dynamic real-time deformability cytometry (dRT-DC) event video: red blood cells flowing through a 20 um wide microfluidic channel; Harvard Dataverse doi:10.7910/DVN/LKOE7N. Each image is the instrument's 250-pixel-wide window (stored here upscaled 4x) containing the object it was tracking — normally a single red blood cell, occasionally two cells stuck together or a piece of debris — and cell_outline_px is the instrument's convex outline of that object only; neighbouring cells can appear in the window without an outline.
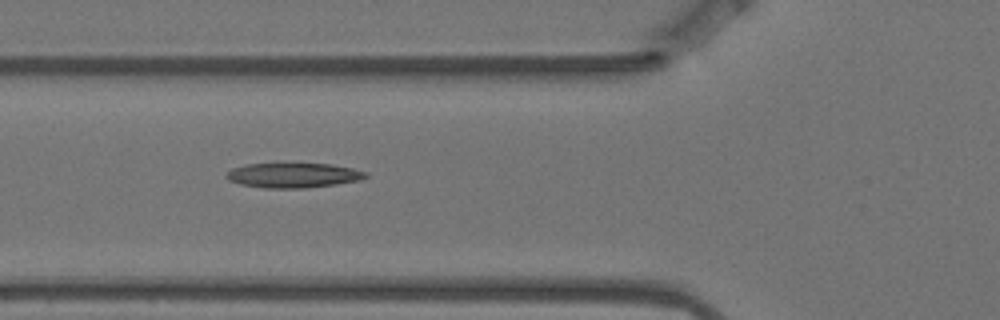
{"species": "Egyptian fruit bat (a non-hibernating species)", "species_latin": "Rousettus aegyptiacus", "temperature_condition": "warm", "stored_images_in_passage": 9, "camera_frame_rate_fps": 3000, "um_per_image_px": 0.085, "animal": {"sex": "female"}, "frame": {"image": 1, "passage_image": 6, "time_ms": 1.667, "image_size_px": [1000, 320], "cell_outline_px": [[368, 176], [360, 180], [336, 184], [304, 188], [264, 188], [240, 184], [228, 180], [224, 176], [232, 168], [244, 164], [276, 160], [332, 164], [352, 168], [368, 172]], "centroid_in_image_um": [24.88, 14.84], "position_along_channel_um": 100.9, "area_um2": 21.39}}
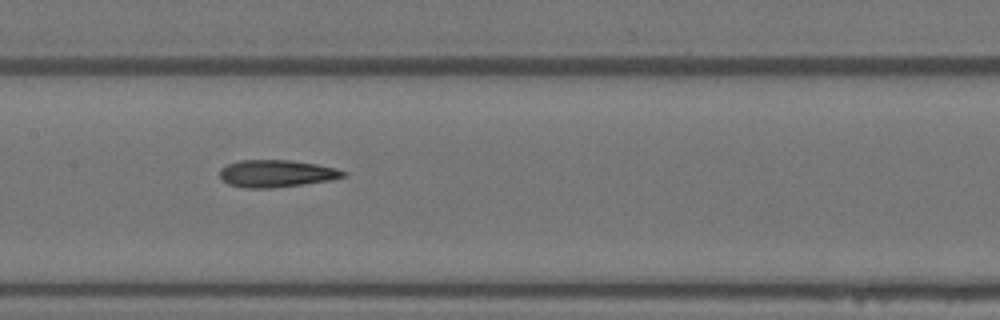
{"frame": {"image": 2, "passage_image": 8, "time_ms": 2.333, "image_size_px": [1000, 320], "cell_outline_px": [[348, 176], [328, 180], [272, 188], [244, 188], [228, 184], [220, 176], [220, 168], [228, 164], [240, 160], [292, 160], [316, 164], [336, 168], [348, 172]], "centroid_in_image_um": [23.5, 14.74], "position_along_channel_um": 183.9, "area_um2": 19.54}}
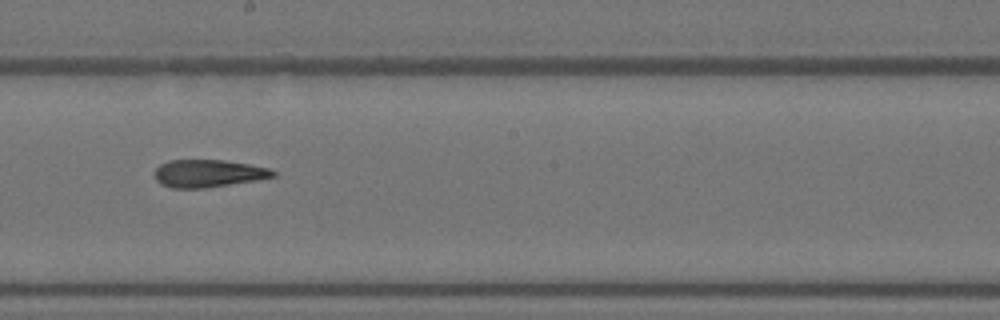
{"frame": {"image": 3, "passage_image": 9, "time_ms": 2.667, "image_size_px": [1000, 320], "cell_outline_px": [[276, 176], [256, 180], [204, 188], [172, 188], [160, 184], [156, 180], [156, 168], [160, 164], [168, 160], [224, 160], [248, 164], [268, 168], [276, 172]], "centroid_in_image_um": [17.68, 14.74], "position_along_channel_um": 230.5, "area_um2": 18.9}}